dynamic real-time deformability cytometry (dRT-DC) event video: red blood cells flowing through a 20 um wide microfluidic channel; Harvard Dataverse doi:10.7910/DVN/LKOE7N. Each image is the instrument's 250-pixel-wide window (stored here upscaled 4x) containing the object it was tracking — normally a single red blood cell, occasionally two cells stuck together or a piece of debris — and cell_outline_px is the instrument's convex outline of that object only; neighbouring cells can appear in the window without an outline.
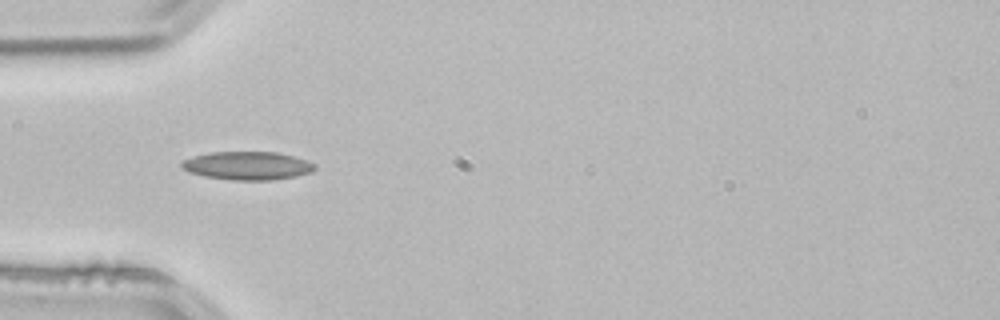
{"species": "common noctule bat (a hibernating species)", "species_latin": "Nyctalus noctula", "temperature_condition": "room temperature", "stored_images_in_passage": 37, "camera_frame_rate_fps": 3000, "um_per_image_px": 0.085, "animal": {"sex": "male", "body_mass_g": 21.5, "forearm_length_mm": 52.0}, "frame": {"image": 1, "passage_image": 1, "time_ms": 0.0, "image_size_px": [1000, 320], "cell_outline_px": [[316, 168], [312, 172], [296, 176], [272, 180], [232, 180], [204, 176], [188, 172], [180, 168], [180, 164], [184, 160], [192, 156], [208, 152], [276, 152], [308, 160], [316, 164]], "centroid_in_image_um": [21.02, 14.08], "position_along_channel_um": 64.0, "area_um2": 22.14}}
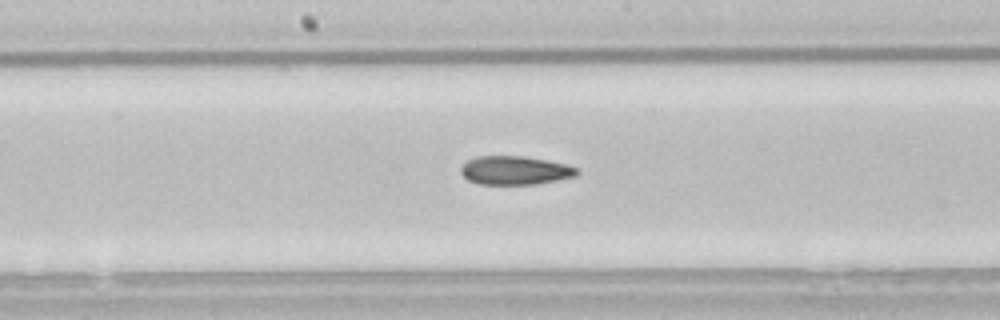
{"frame": {"image": 2, "passage_image": 12, "time_ms": 3.667, "image_size_px": [1000, 320], "cell_outline_px": [[580, 172], [576, 176], [536, 184], [480, 184], [468, 180], [460, 172], [460, 168], [468, 160], [476, 156], [524, 156], [568, 164], [576, 168]], "centroid_in_image_um": [43.78, 14.48], "position_along_channel_um": 204.4, "area_um2": 19.36}}
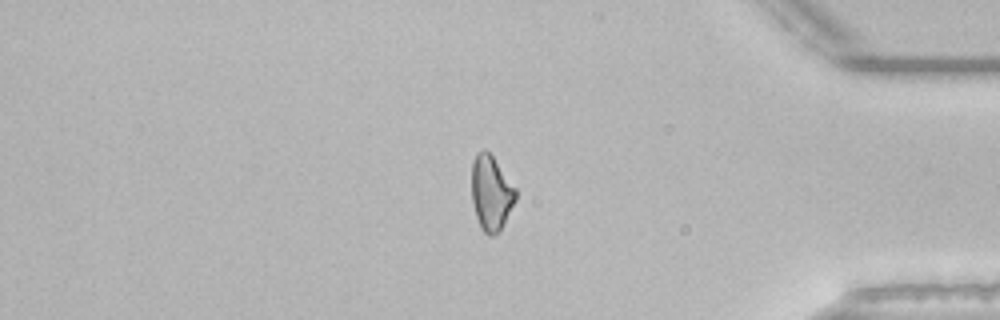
{"frame": {"image": 3, "passage_image": 29, "time_ms": 9.333, "image_size_px": [1000, 320], "cell_outline_px": [[516, 200], [504, 224], [492, 236], [488, 236], [480, 228], [472, 204], [472, 160], [476, 152], [484, 148], [492, 156], [516, 188]], "centroid_in_image_um": [41.73, 16.39], "position_along_channel_um": 393.5, "area_um2": 19.25}, "authors_computed_cell_mechanics": {"area_um2": 19.5942, "velocity_mm_per_s": 3.8349, "shape_relaxation_time_tau1_ms": 7.1859, "shape_relaxation_time_tau2_ms": 7.1728, "deformation_change_tau1": 0.1766, "deformation_change_tau2": 0.1719}}